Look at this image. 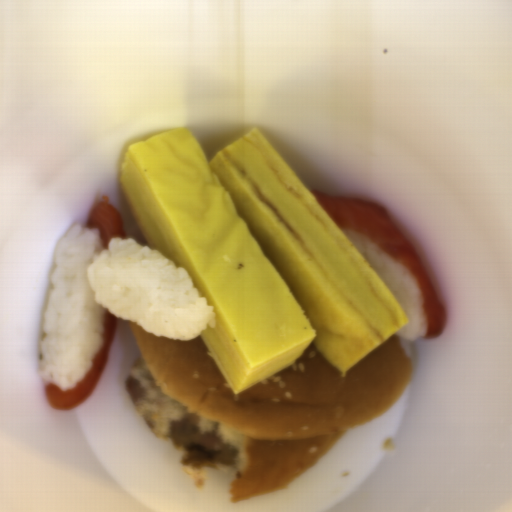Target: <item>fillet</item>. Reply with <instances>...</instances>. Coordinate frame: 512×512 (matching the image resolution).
Here are the masks:
<instances>
[{
    "instance_id": "2",
    "label": "fillet",
    "mask_w": 512,
    "mask_h": 512,
    "mask_svg": "<svg viewBox=\"0 0 512 512\" xmlns=\"http://www.w3.org/2000/svg\"><path fill=\"white\" fill-rule=\"evenodd\" d=\"M117 322L118 318L105 310V342L92 358L90 369L82 380L68 390H60L55 385L44 382L46 400L51 408L58 410L75 408L93 394L110 355L115 340Z\"/></svg>"
},
{
    "instance_id": "1",
    "label": "fillet",
    "mask_w": 512,
    "mask_h": 512,
    "mask_svg": "<svg viewBox=\"0 0 512 512\" xmlns=\"http://www.w3.org/2000/svg\"><path fill=\"white\" fill-rule=\"evenodd\" d=\"M317 201L341 230L363 234L416 278L423 297L427 329L424 339L440 337L447 326V311L438 297L410 239L388 213L385 205L351 196L312 190Z\"/></svg>"
},
{
    "instance_id": "3",
    "label": "fillet",
    "mask_w": 512,
    "mask_h": 512,
    "mask_svg": "<svg viewBox=\"0 0 512 512\" xmlns=\"http://www.w3.org/2000/svg\"><path fill=\"white\" fill-rule=\"evenodd\" d=\"M87 227L98 228L104 248H107L109 239H126L121 212L110 204V196L108 195H103L100 202L92 209Z\"/></svg>"
}]
</instances>
